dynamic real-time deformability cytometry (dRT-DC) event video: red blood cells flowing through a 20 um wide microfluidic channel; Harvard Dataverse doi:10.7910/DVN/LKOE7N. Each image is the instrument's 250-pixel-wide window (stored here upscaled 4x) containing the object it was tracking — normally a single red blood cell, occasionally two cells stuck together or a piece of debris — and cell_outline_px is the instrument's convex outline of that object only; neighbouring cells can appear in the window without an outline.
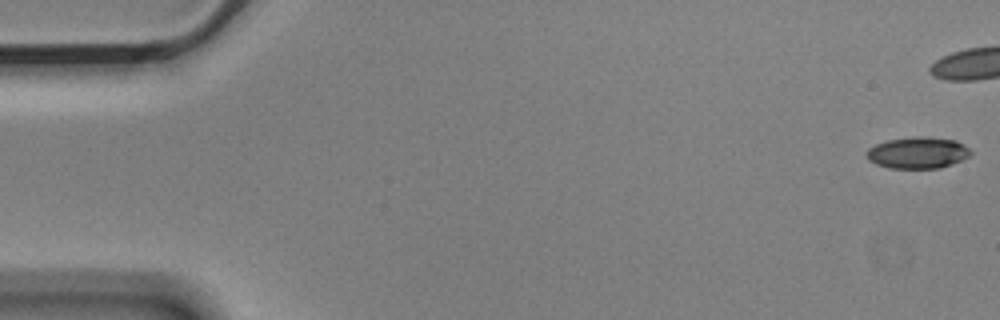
{"species": "Egyptian fruit bat (a non-hibernating species)", "species_latin": "Rousettus aegyptiacus", "temperature_condition": "cold", "stored_images_in_passage": 6, "camera_frame_rate_fps": 3000, "um_per_image_px": 0.085, "animal": {"sex": "male"}, "frame": {"image": 1, "passage_image": 1, "time_ms": 0.0, "image_size_px": [1000, 320], "cell_outline_px": [[972, 152], [968, 156], [952, 164], [940, 168], [888, 168], [876, 164], [868, 160], [868, 148], [876, 144], [888, 140], [920, 136], [928, 136], [956, 140], [964, 144]], "centroid_in_image_um": [78.02, 12.98], "position_along_channel_um": 7.0, "area_um2": 19.02}}
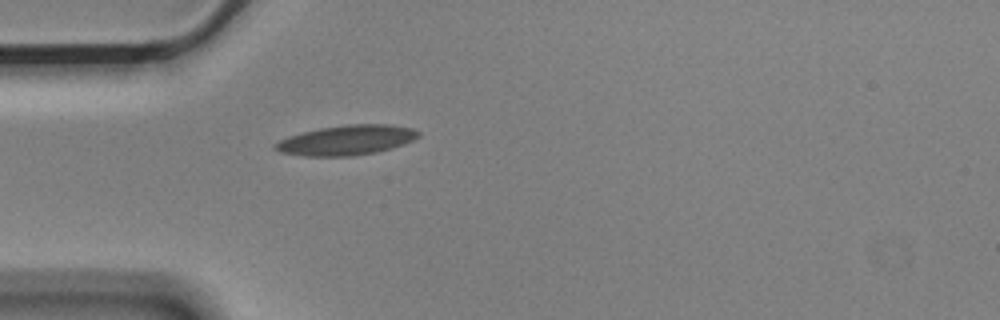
{"frame": {"image": 2, "passage_image": 6, "time_ms": 1.667, "image_size_px": [1000, 320], "cell_outline_px": [[420, 136], [404, 144], [376, 152], [352, 156], [304, 156], [280, 152], [272, 148], [272, 144], [288, 136], [320, 128], [348, 124], [392, 124], [412, 128], [420, 132]], "centroid_in_image_um": [29.44, 11.91], "position_along_channel_um": 55.6, "area_um2": 24.97}}